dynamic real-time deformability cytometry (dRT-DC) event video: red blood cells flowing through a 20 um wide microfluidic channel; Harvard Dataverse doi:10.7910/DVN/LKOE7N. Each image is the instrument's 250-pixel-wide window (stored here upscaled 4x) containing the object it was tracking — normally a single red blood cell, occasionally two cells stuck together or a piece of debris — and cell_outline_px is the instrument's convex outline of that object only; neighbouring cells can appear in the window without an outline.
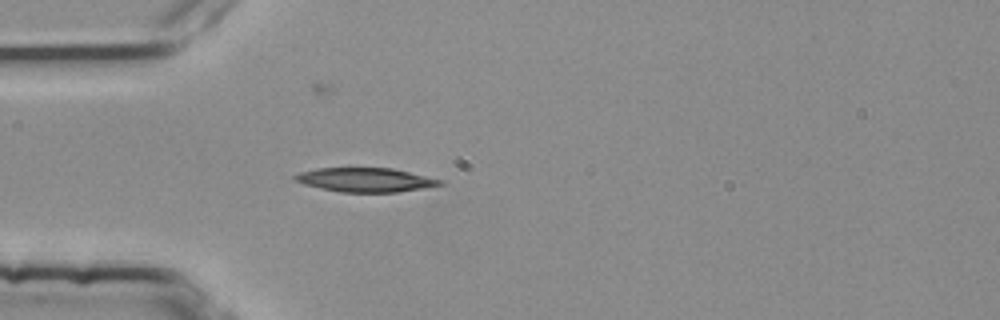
{"species": "common noctule bat (a hibernating species)", "species_latin": "Nyctalus noctula", "temperature_condition": "room temperature", "stored_images_in_passage": 3, "camera_frame_rate_fps": 3000, "um_per_image_px": 0.085, "animal": {"sex": "female", "body_mass_g": 25.1}, "frame": {"image": 1, "passage_image": 3, "time_ms": 0.667, "image_size_px": [1000, 320], "cell_outline_px": [[444, 184], [424, 188], [396, 192], [340, 192], [320, 188], [304, 184], [296, 180], [292, 176], [300, 172], [316, 168], [392, 168], [444, 180]], "centroid_in_image_um": [31.08, 15.28], "position_along_channel_um": 53.9, "area_um2": 20.29}}